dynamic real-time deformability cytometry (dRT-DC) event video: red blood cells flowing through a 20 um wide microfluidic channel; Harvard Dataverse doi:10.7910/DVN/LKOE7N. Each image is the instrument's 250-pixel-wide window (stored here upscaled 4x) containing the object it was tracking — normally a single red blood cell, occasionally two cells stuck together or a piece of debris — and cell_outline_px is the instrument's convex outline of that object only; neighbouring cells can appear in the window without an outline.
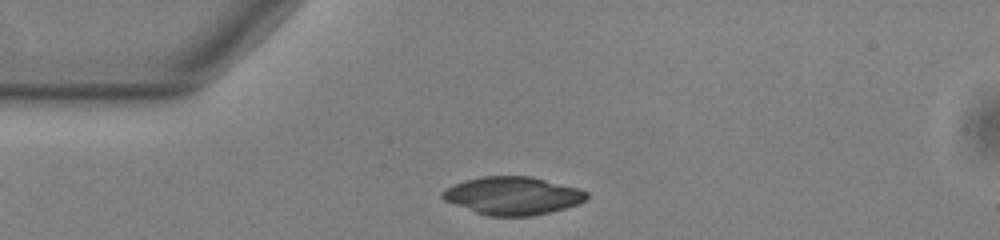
{"species": "common noctule bat (a hibernating species)", "species_latin": "Nyctalus noctula", "temperature_condition": "warm", "stored_images_in_passage": 52, "camera_frame_rate_fps": 3000, "um_per_image_px": 0.085, "animal": {"sex": "male", "body_mass_g": 13.0, "forearm_length_mm": 53.1}, "frame": {"image": 1, "passage_image": 12, "time_ms": 3.667, "image_size_px": [1000, 240], "cell_outline_px": [[588, 196], [584, 200], [576, 204], [552, 212], [532, 216], [488, 216], [476, 212], [444, 200], [440, 196], [440, 192], [456, 184], [468, 180], [484, 176], [528, 176], [580, 188], [588, 192]], "centroid_in_image_um": [43.6, 16.64], "position_along_channel_um": 41.4, "area_um2": 31.56}}
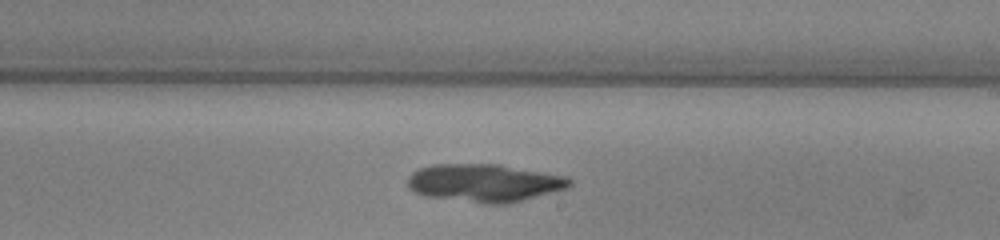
{"frame": {"image": 2, "passage_image": 30, "time_ms": 9.667, "image_size_px": [1000, 240], "cell_outline_px": [[572, 184], [564, 188], [520, 200], [504, 204], [484, 204], [424, 196], [416, 192], [408, 184], [408, 176], [412, 172], [420, 168], [432, 164], [500, 164], [568, 176], [572, 180]], "centroid_in_image_um": [41.15, 15.53], "position_along_channel_um": 247.8, "area_um2": 35.55}}
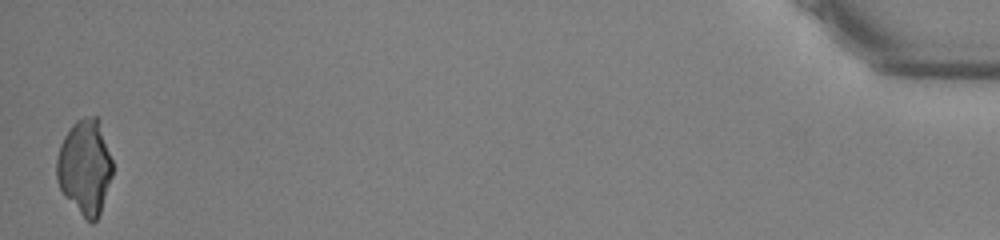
{"frame": {"image": 3, "passage_image": 52, "time_ms": 17.0, "image_size_px": [1000, 240], "cell_outline_px": [[112, 176], [100, 212], [96, 220], [92, 224], [64, 196], [56, 180], [56, 160], [60, 144], [64, 136], [72, 124], [76, 120], [84, 116], [96, 116], [100, 120], [112, 160]], "centroid_in_image_um": [7.21, 14.15], "position_along_channel_um": 428.0, "area_um2": 30.92}}